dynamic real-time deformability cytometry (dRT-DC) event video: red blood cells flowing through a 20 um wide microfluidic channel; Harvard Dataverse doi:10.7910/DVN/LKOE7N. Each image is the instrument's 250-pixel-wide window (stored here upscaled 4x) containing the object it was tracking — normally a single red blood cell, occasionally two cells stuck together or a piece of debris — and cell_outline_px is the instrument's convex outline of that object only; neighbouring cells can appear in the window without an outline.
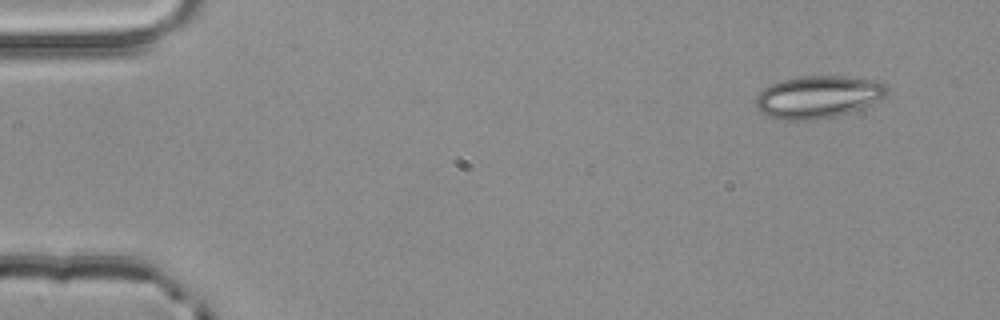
{"species": "common noctule bat (a hibernating species)", "species_latin": "Nyctalus noctula", "temperature_condition": "room temperature", "stored_images_in_passage": 3, "camera_frame_rate_fps": 3000, "um_per_image_px": 0.085, "animal": {"sex": "male", "body_mass_g": 20.4}, "frame": {"image": 1, "passage_image": 1, "time_ms": 0.0, "image_size_px": [1000, 320], "cell_outline_px": [[888, 92], [884, 96], [860, 108], [848, 112], [832, 116], [812, 120], [780, 120], [768, 116], [760, 112], [756, 108], [756, 96], [764, 88], [772, 84], [784, 80], [800, 76], [844, 76], [884, 80], [888, 88]], "centroid_in_image_um": [69.54, 8.22], "position_along_channel_um": 15.5, "area_um2": 32.37}}